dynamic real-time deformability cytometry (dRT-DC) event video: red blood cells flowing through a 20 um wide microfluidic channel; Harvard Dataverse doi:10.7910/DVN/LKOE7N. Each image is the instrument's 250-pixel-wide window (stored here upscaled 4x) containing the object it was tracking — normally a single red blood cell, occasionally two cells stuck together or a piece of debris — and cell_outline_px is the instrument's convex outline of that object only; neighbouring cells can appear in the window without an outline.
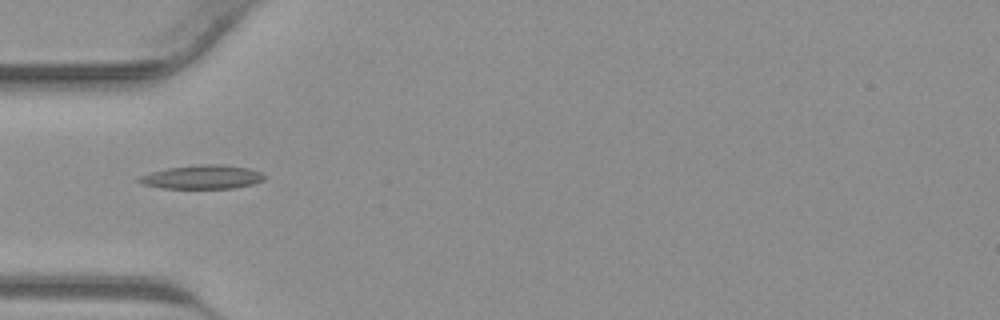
{"species": "common noctule bat (a hibernating species)", "species_latin": "Nyctalus noctula", "temperature_condition": "warm", "stored_images_in_passage": 31, "camera_frame_rate_fps": 3000, "um_per_image_px": 0.085, "animal": {"sex": "male", "body_mass_g": 23.1, "forearm_length_mm": 52.7}, "frame": {"image": 1, "passage_image": 2, "time_ms": 0.333, "image_size_px": [1000, 320], "cell_outline_px": [[264, 180], [252, 184], [232, 188], [160, 188], [144, 184], [136, 180], [140, 176], [152, 172], [168, 168], [200, 164], [220, 164], [248, 168], [260, 172], [264, 176]], "centroid_in_image_um": [17.19, 15.04], "position_along_channel_um": 67.8, "area_um2": 17.17}}
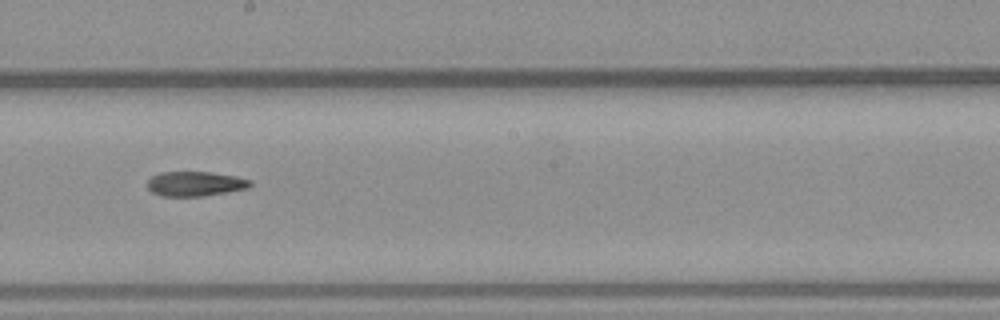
{"frame": {"image": 2, "passage_image": 12, "time_ms": 3.667, "image_size_px": [1000, 320], "cell_outline_px": [[252, 184], [248, 188], [204, 196], [160, 196], [152, 192], [148, 188], [148, 180], [152, 176], [160, 172], [212, 172], [236, 176], [252, 180]], "centroid_in_image_um": [16.6, 15.62], "position_along_channel_um": 231.6, "area_um2": 14.85}}
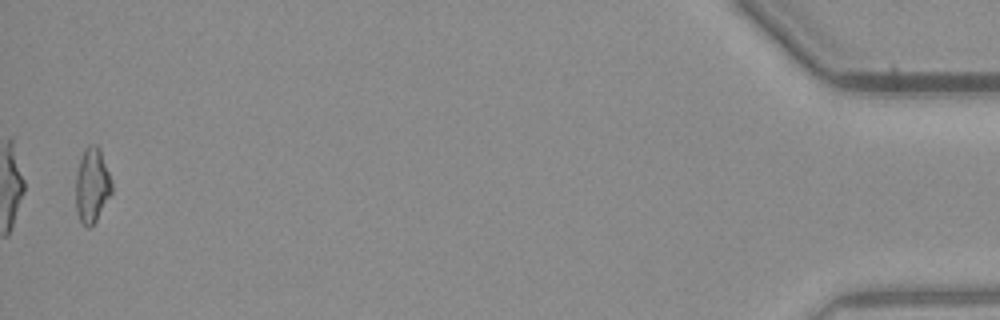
{"frame": {"image": 3, "passage_image": 30, "time_ms": 9.667, "image_size_px": [1000, 320], "cell_outline_px": [[112, 192], [96, 220], [88, 228], [80, 220], [76, 212], [76, 176], [80, 156], [84, 148], [88, 144], [96, 144], [100, 148], [112, 180]], "centroid_in_image_um": [7.82, 15.7], "position_along_channel_um": 427.4, "area_um2": 15.78}}